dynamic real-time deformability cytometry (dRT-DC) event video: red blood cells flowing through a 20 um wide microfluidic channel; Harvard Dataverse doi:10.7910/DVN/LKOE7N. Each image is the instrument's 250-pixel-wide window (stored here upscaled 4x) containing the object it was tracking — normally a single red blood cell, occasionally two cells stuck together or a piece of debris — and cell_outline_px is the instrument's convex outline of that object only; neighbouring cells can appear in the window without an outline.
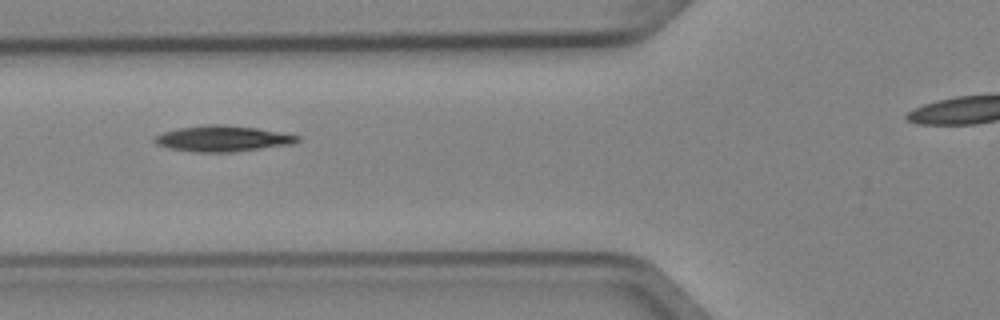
{"species": "Egyptian fruit bat (a non-hibernating species)", "species_latin": "Rousettus aegyptiacus", "temperature_condition": "cold", "stored_images_in_passage": 3, "segment_of_instrument_passage": [1, 2], "camera_frame_rate_fps": 3000, "um_per_image_px": 0.085, "animal": {"sex": "female"}, "frame": {"image": 1, "passage_image": 2, "time_ms": 0.333, "image_size_px": [1000, 320], "cell_outline_px": [[300, 140], [292, 144], [232, 152], [192, 152], [168, 148], [156, 144], [152, 140], [152, 136], [164, 132], [180, 128], [208, 124], [224, 124], [256, 128], [300, 136]], "centroid_in_image_um": [18.87, 11.78], "position_along_channel_um": 106.9, "area_um2": 21.5}}